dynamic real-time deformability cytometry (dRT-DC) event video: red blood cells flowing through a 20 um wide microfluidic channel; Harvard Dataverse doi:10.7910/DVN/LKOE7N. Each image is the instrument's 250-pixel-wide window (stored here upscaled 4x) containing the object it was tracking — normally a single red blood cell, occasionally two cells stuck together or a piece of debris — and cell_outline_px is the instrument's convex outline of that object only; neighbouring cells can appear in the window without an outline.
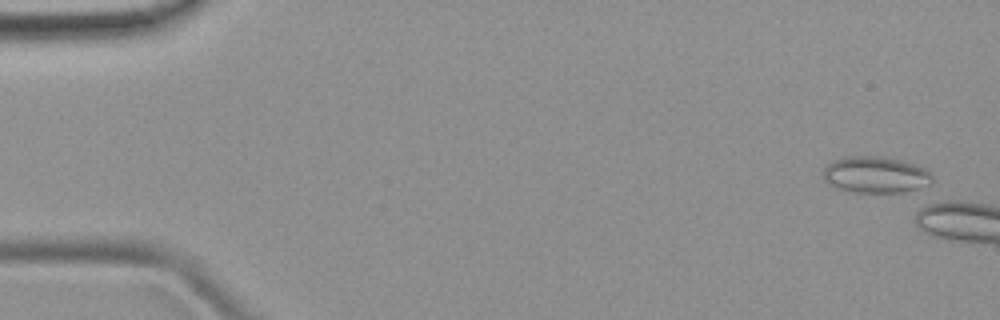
{"species": "common noctule bat (a hibernating species)", "species_latin": "Nyctalus noctula", "temperature_condition": "room temperature", "stored_images_in_passage": 4, "camera_frame_rate_fps": 3000, "um_per_image_px": 0.085, "animal": {"sex": "female", "body_mass_g": 19.9}, "frame": {"image": 1, "passage_image": 1, "time_ms": 0.0, "image_size_px": [1000, 320], "cell_outline_px": [[936, 180], [932, 184], [904, 192], [856, 192], [840, 188], [824, 180], [824, 168], [828, 164], [844, 156], [884, 156], [900, 160], [924, 168]], "centroid_in_image_um": [74.47, 14.84], "position_along_channel_um": 10.5, "area_um2": 22.95}}